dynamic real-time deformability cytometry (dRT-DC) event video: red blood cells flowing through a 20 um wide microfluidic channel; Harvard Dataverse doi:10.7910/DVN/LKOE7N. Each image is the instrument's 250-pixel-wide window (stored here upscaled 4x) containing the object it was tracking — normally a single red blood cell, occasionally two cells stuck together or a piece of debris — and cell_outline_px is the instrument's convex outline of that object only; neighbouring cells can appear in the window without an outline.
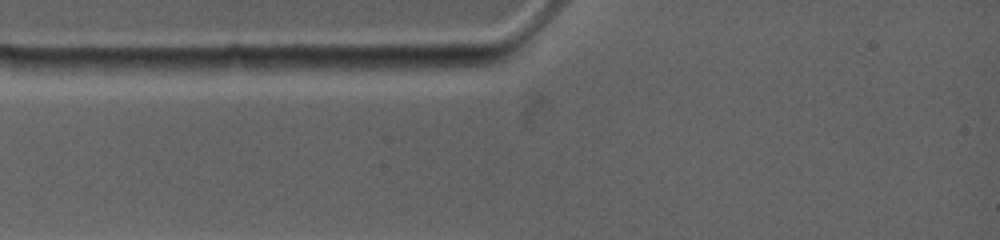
{"species": "common noctule bat (a hibernating species)", "species_latin": "Nyctalus noctula", "temperature_condition": "warm", "stored_images_in_passage": 4, "camera_frame_rate_fps": 4500, "um_per_image_px": 0.085, "animal": {"sex": "female", "body_mass_g": 19.0, "forearm_length_mm": 53.3}, "frame": {"image": 1, "passage_image": 1, "time_ms": 0.0, "image_size_px": [1000, 240], "cell_outline_px": [[488, 64], [428, 72], [396, 72], [352, 68], [372, 56], [476, 56], [484, 60]], "centroid_in_image_um": [35.6, 5.38], "position_along_channel_um": 49.4, "area_um2": 12.2}}